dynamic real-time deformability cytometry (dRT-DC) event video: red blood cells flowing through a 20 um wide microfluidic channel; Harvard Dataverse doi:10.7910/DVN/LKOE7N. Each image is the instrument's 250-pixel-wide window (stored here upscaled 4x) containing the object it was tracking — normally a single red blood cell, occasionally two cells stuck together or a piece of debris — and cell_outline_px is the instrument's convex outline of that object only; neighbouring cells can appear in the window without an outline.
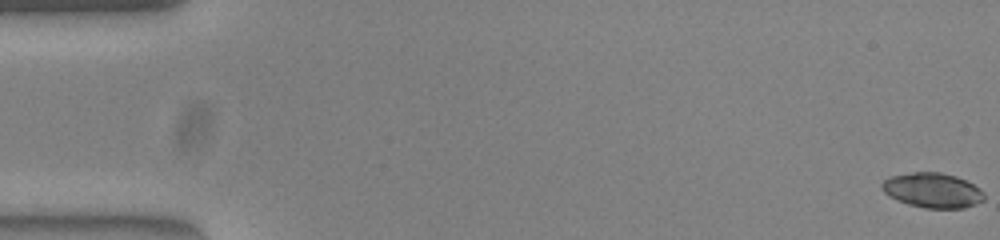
{"species": "common noctule bat (a hibernating species)", "species_latin": "Nyctalus noctula", "temperature_condition": "warm", "stored_images_in_passage": 54, "camera_frame_rate_fps": 3000, "um_per_image_px": 0.085, "animal": {"sex": "female", "body_mass_g": 23.0, "forearm_length_mm": 53.4}, "frame": {"image": 1, "passage_image": 1, "time_ms": 0.0, "image_size_px": [1000, 240], "cell_outline_px": [[984, 200], [976, 204], [964, 208], [924, 208], [908, 204], [896, 200], [888, 196], [880, 188], [880, 184], [888, 176], [912, 172], [940, 172], [956, 176], [980, 188], [984, 192]], "centroid_in_image_um": [79.23, 16.17], "position_along_channel_um": 5.8, "area_um2": 20.98}}
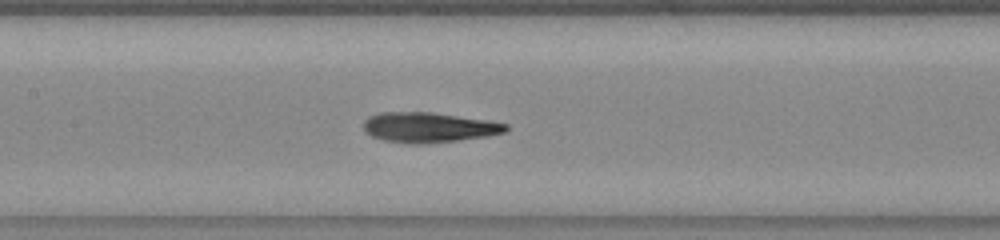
{"frame": {"image": 2, "passage_image": 26, "time_ms": 8.333, "image_size_px": [1000, 240], "cell_outline_px": [[508, 128], [504, 132], [488, 136], [456, 140], [420, 144], [408, 144], [384, 140], [372, 136], [364, 132], [364, 120], [368, 116], [380, 112], [432, 112], [488, 120], [508, 124]], "centroid_in_image_um": [36.41, 10.82], "position_along_channel_um": 171.0, "area_um2": 24.97}}
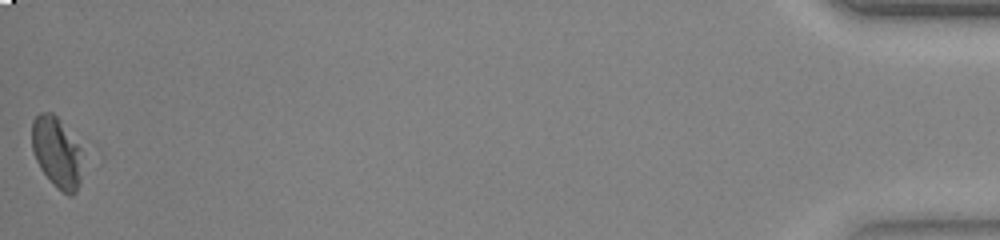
{"frame": {"image": 3, "passage_image": 54, "time_ms": 17.667, "image_size_px": [1000, 240], "cell_outline_px": [[84, 148], [80, 184], [76, 192], [72, 196], [68, 196], [40, 168], [32, 152], [32, 120], [40, 112], [52, 112], [60, 120]], "centroid_in_image_um": [4.88, 12.91], "position_along_channel_um": 430.3, "area_um2": 21.21}, "authors_computed_cell_mechanics": {"area_um2": 23.5824, "velocity_mm_per_s": 3.8573, "shape_relaxation_time_tau1_ms": 3.4374, "shape_relaxation_time_tau2_ms": 3.8733, "deformation_change_tau1": 0.0996, "deformation_change_tau2": 0.0939}}